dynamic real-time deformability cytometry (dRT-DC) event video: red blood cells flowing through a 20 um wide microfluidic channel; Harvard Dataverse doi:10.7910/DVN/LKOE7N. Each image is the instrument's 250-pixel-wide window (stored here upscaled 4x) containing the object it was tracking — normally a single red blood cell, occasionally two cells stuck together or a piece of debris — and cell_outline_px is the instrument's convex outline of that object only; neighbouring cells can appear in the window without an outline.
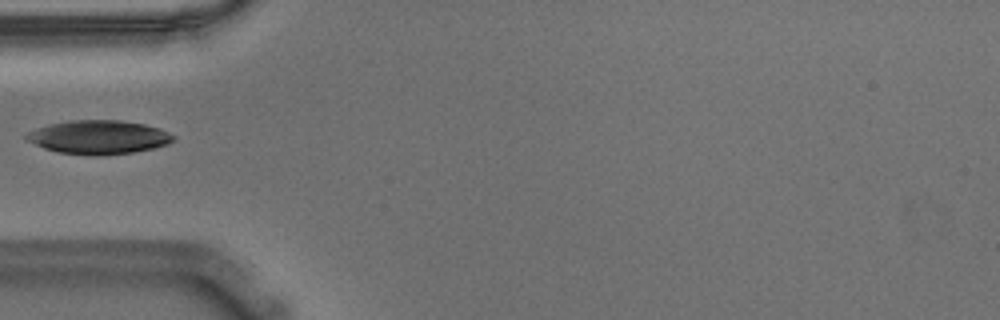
{"species": "Egyptian fruit bat (a non-hibernating species)", "species_latin": "Rousettus aegyptiacus", "temperature_condition": "warm", "stored_images_in_passage": 23, "camera_frame_rate_fps": 3000, "um_per_image_px": 0.085, "animal": {"sex": "male"}, "frame": {"image": 1, "passage_image": 1, "time_ms": 0.0, "image_size_px": [1000, 320], "cell_outline_px": [[176, 136], [168, 144], [152, 148], [132, 152], [100, 156], [92, 156], [60, 152], [44, 148], [24, 140], [24, 136], [28, 132], [36, 128], [48, 124], [72, 120], [120, 120], [144, 124], [160, 128]], "centroid_in_image_um": [8.35, 11.66], "position_along_channel_um": 76.6, "area_um2": 28.96}}